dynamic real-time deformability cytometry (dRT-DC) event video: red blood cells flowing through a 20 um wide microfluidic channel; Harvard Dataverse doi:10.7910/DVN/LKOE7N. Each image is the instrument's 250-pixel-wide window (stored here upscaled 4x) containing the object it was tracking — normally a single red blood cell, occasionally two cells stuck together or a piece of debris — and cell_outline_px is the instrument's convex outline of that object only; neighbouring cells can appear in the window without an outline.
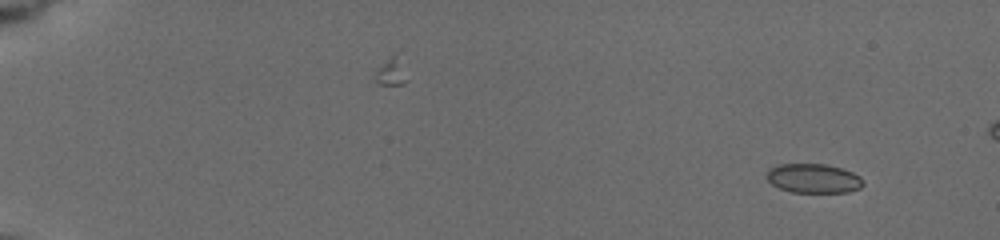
{"species": "common noctule bat (a hibernating species)", "species_latin": "Nyctalus noctula", "temperature_condition": "cold", "stored_images_in_passage": 27, "camera_frame_rate_fps": 3000, "um_per_image_px": 0.085, "animal": {"sex": "female", "body_mass_g": 19.5, "forearm_length_mm": 54.1}, "frame": {"image": 1, "passage_image": 1, "time_ms": 0.0, "image_size_px": [1000, 240], "cell_outline_px": [[864, 184], [860, 188], [848, 192], [792, 192], [780, 188], [772, 184], [768, 180], [768, 168], [776, 164], [824, 164], [840, 168], [852, 172], [860, 176], [864, 180]], "centroid_in_image_um": [69.16, 15.16], "position_along_channel_um": 15.8, "area_um2": 16.42}}